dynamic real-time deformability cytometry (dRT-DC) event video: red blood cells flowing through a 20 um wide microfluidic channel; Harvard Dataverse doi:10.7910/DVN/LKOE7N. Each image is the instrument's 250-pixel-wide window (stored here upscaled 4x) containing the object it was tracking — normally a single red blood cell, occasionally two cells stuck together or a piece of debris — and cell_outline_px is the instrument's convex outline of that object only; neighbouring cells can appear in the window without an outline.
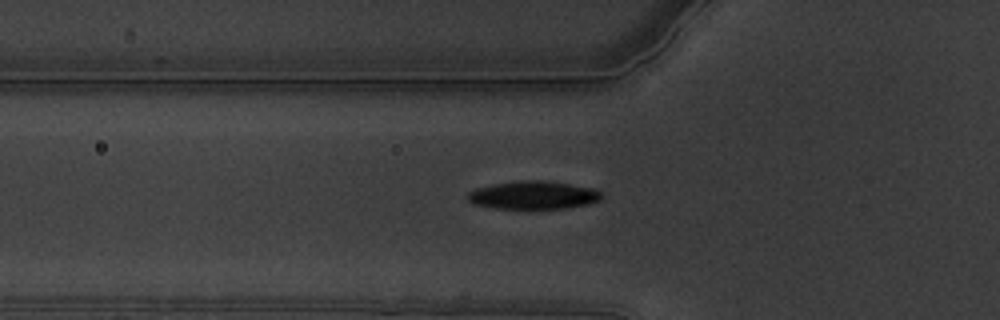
{"species": "common noctule bat (a hibernating species)", "species_latin": "Nyctalus noctula", "temperature_condition": "warm", "stored_images_in_passage": 46, "camera_frame_rate_fps": 3000, "um_per_image_px": 0.085, "animal": {"sex": "male", "body_mass_g": 19.5, "forearm_length_mm": 54.6}, "frame": {"image": 1, "passage_image": 7, "time_ms": 2.0, "image_size_px": [1000, 320], "cell_outline_px": [[604, 196], [600, 200], [588, 204], [564, 208], [496, 208], [472, 204], [464, 196], [468, 192], [476, 188], [496, 184], [520, 180], [540, 180], [568, 184], [592, 188], [600, 192]], "centroid_in_image_um": [45.3, 16.59], "position_along_channel_um": 80.5, "area_um2": 21.73}}
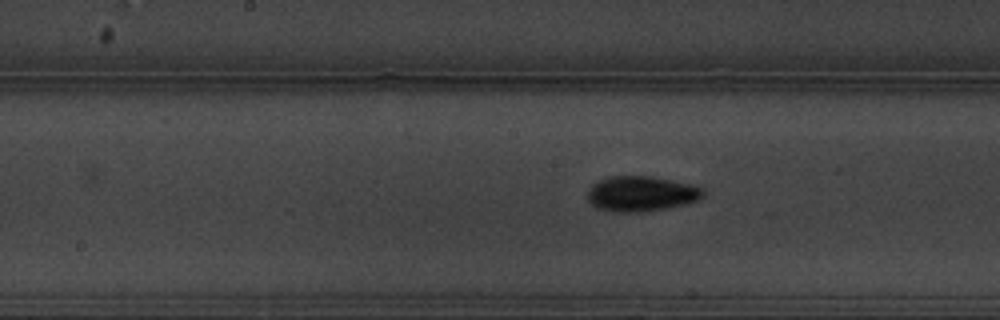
{"frame": {"image": 2, "passage_image": 17, "time_ms": 5.333, "image_size_px": [1000, 320], "cell_outline_px": [[704, 196], [696, 200], [684, 204], [664, 208], [640, 212], [612, 212], [596, 208], [588, 200], [588, 188], [592, 184], [608, 176], [648, 176], [672, 180], [692, 184], [704, 188]], "centroid_in_image_um": [54.48, 16.46], "position_along_channel_um": 193.7, "area_um2": 23.76}}
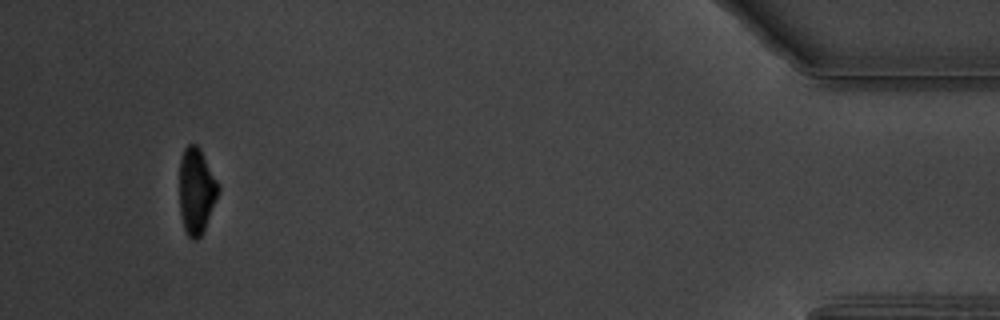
{"frame": {"image": 3, "passage_image": 43, "time_ms": 14.0, "image_size_px": [1000, 320], "cell_outline_px": [[220, 188], [216, 200], [204, 228], [200, 236], [196, 240], [192, 240], [188, 236], [184, 228], [180, 212], [180, 156], [184, 148], [188, 144], [196, 144], [200, 148], [220, 184]], "centroid_in_image_um": [16.69, 16.18], "position_along_channel_um": 418.5, "area_um2": 19.48}, "authors_computed_cell_mechanics": {"area_um2": 21.9351, "velocity_mm_per_s": 3.3817, "shape_relaxation_time_tau1_ms": 3.3854, "shape_relaxation_time_tau2_ms": 4.535, "deformation_change_tau1": 0.1617, "deformation_change_tau2": 0.0648}}